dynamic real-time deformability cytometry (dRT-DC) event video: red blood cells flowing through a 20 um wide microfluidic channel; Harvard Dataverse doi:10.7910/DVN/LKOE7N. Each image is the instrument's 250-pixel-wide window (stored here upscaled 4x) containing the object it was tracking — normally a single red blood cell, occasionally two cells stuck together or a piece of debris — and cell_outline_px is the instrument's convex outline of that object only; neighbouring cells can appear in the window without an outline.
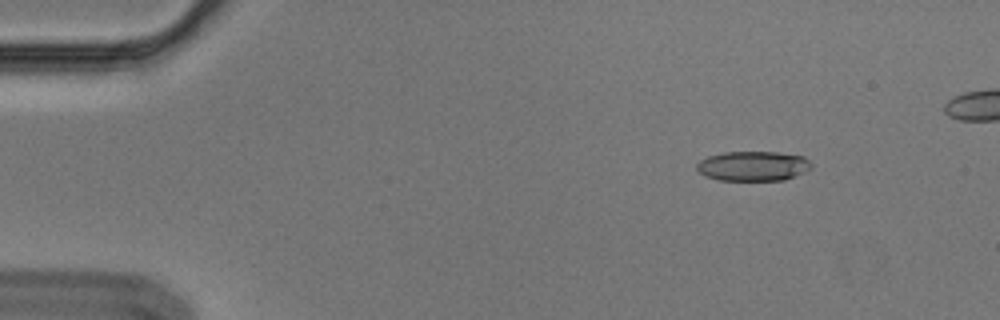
{"species": "Egyptian fruit bat (a non-hibernating species)", "species_latin": "Rousettus aegyptiacus", "temperature_condition": "cold", "stored_images_in_passage": 9, "camera_frame_rate_fps": 3000, "um_per_image_px": 0.085, "animal": {"sex": "male"}, "frame": {"image": 1, "passage_image": 2, "time_ms": 0.333, "image_size_px": [1000, 320], "cell_outline_px": [[812, 168], [804, 172], [784, 180], [720, 180], [704, 176], [696, 168], [696, 164], [700, 160], [708, 156], [724, 152], [776, 152], [804, 156], [812, 164]], "centroid_in_image_um": [64.01, 14.11], "position_along_channel_um": 21.0, "area_um2": 19.88}}
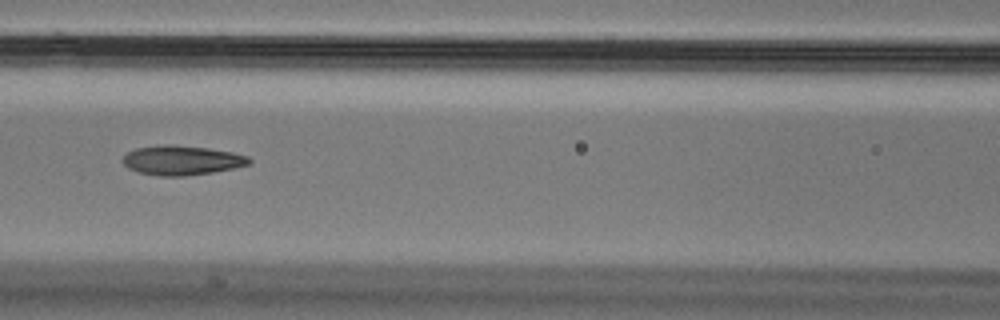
{"frame": {"image": 2, "passage_image": 7, "time_ms": 2.0, "image_size_px": [1000, 320], "cell_outline_px": [[252, 164], [212, 172], [184, 176], [160, 176], [136, 172], [128, 168], [120, 160], [128, 152], [136, 148], [164, 144], [172, 144], [208, 148], [232, 152], [248, 156], [252, 160]], "centroid_in_image_um": [15.44, 13.62], "position_along_channel_um": 151.2, "area_um2": 21.85}}
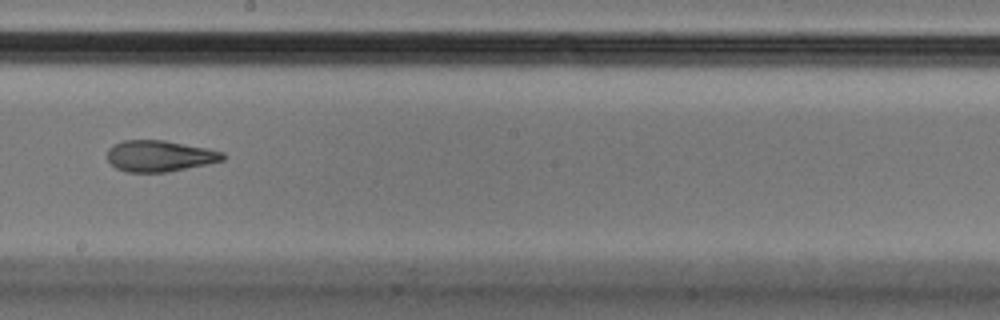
{"frame": {"image": 3, "passage_image": 9, "time_ms": 2.667, "image_size_px": [1000, 320], "cell_outline_px": [[224, 160], [208, 164], [168, 172], [128, 172], [116, 168], [108, 160], [108, 148], [112, 144], [124, 140], [164, 140], [208, 148], [224, 152]], "centroid_in_image_um": [13.57, 13.25], "position_along_channel_um": 234.6, "area_um2": 21.1}}